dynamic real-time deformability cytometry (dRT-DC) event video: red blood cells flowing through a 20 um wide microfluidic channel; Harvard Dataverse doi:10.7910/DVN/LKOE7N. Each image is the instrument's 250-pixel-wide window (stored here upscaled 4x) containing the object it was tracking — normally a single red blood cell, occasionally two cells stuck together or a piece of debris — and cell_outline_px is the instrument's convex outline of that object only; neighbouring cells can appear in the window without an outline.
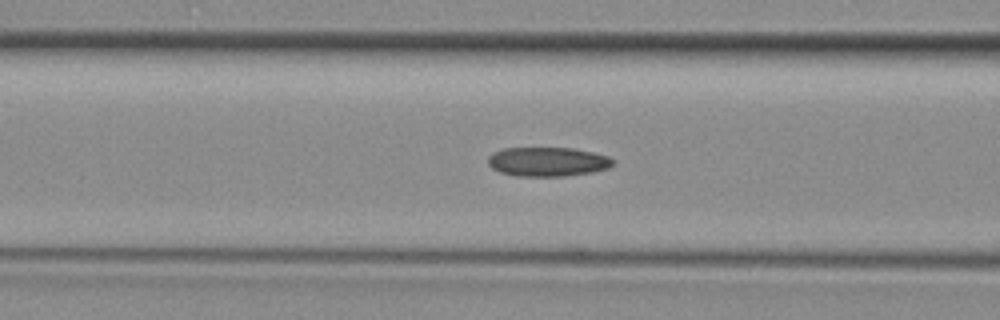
{"species": "common noctule bat (a hibernating species)", "species_latin": "Nyctalus noctula", "temperature_condition": "room temperature", "stored_images_in_passage": 49, "camera_frame_rate_fps": 3000, "um_per_image_px": 0.085, "animal": {"sex": "female", "body_mass_g": 29.2, "forearm_length_mm": 56.3}, "frame": {"image": 1, "passage_image": 19, "time_ms": 6.0, "image_size_px": [1000, 320], "cell_outline_px": [[612, 164], [608, 168], [592, 172], [564, 176], [516, 176], [500, 172], [492, 168], [488, 164], [488, 156], [492, 152], [504, 148], [572, 148], [592, 152], [608, 156], [612, 160]], "centroid_in_image_um": [46.5, 13.74], "position_along_channel_um": 120.1, "area_um2": 21.21}}
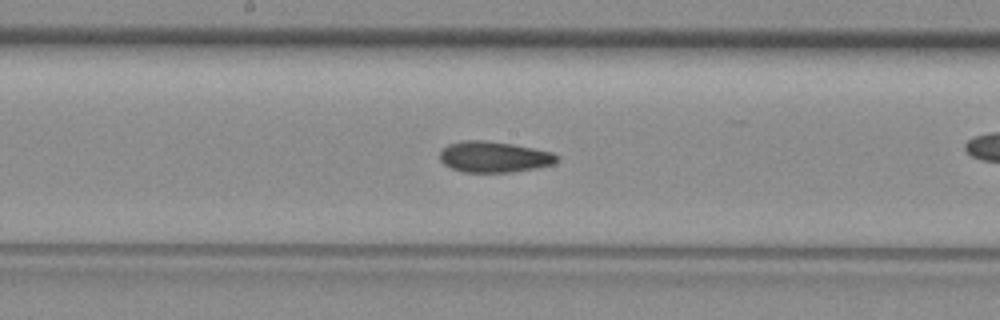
{"frame": {"image": 2, "passage_image": 25, "time_ms": 8.0, "image_size_px": [1000, 320], "cell_outline_px": [[560, 160], [552, 164], [512, 172], [464, 172], [452, 168], [444, 164], [440, 160], [440, 152], [448, 144], [460, 140], [484, 140], [512, 144], [552, 152], [560, 156]], "centroid_in_image_um": [41.98, 13.33], "position_along_channel_um": 206.2, "area_um2": 21.04}}
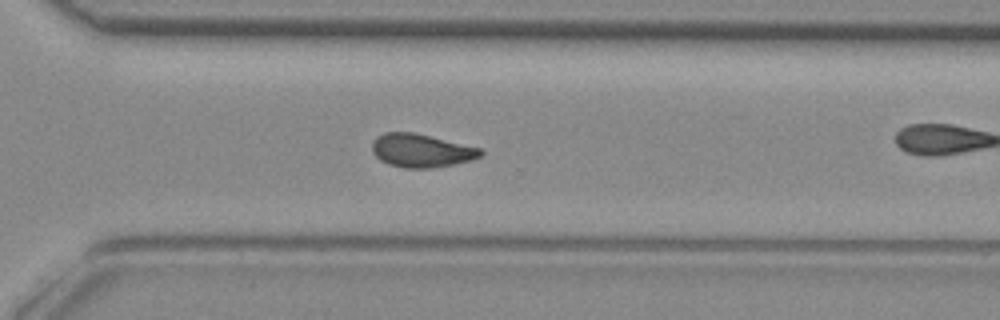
{"frame": {"image": 3, "passage_image": 34, "time_ms": 11.0, "image_size_px": [1000, 320], "cell_outline_px": [[484, 152], [480, 156], [472, 160], [432, 168], [404, 168], [388, 164], [380, 160], [372, 152], [372, 140], [376, 136], [384, 132], [412, 132], [480, 148]], "centroid_in_image_um": [35.76, 12.8], "position_along_channel_um": 334.8, "area_um2": 20.98}}